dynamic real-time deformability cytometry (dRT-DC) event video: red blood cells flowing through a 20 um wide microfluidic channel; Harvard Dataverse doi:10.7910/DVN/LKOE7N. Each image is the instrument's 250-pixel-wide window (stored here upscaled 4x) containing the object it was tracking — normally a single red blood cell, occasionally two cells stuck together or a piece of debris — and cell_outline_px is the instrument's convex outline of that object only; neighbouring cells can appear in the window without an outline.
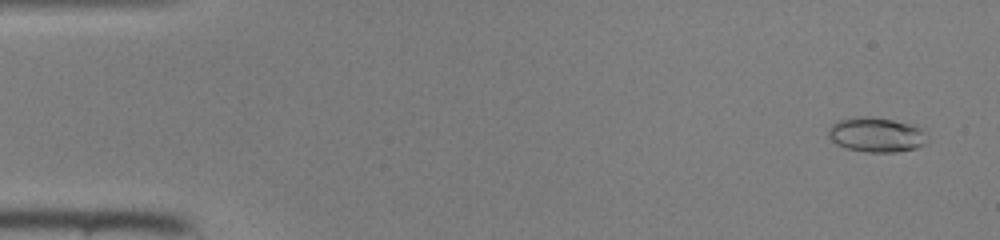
{"species": "common noctule bat (a hibernating species)", "species_latin": "Nyctalus noctula", "temperature_condition": "room temperature", "stored_images_in_passage": 47, "camera_frame_rate_fps": 3000, "um_per_image_px": 0.085, "animal": {"sex": "female", "body_mass_g": 22.0, "forearm_length_mm": 56.7}, "frame": {"image": 1, "passage_image": 3, "time_ms": 0.667, "image_size_px": [1000, 240], "cell_outline_px": [[928, 140], [924, 144], [916, 148], [896, 152], [868, 152], [844, 148], [836, 144], [828, 136], [828, 132], [832, 124], [840, 120], [856, 116], [872, 116], [916, 124], [924, 132]], "centroid_in_image_um": [74.5, 11.44], "position_along_channel_um": 10.5, "area_um2": 20.23}}
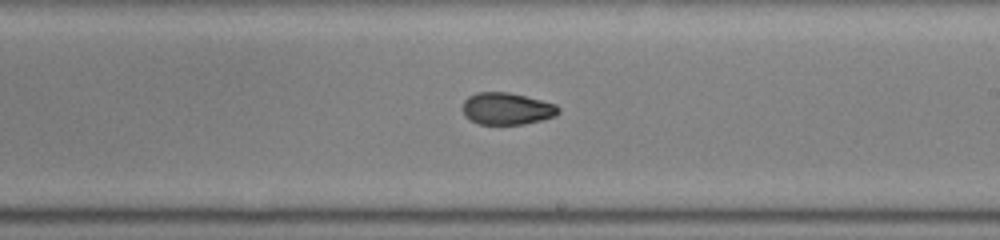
{"frame": {"image": 2, "passage_image": 28, "time_ms": 9.0, "image_size_px": [1000, 240], "cell_outline_px": [[560, 112], [556, 116], [524, 124], [476, 124], [464, 116], [464, 100], [468, 96], [476, 92], [508, 92], [556, 104], [560, 108]], "centroid_in_image_um": [43.08, 9.24], "position_along_channel_um": 245.9, "area_um2": 17.86}}
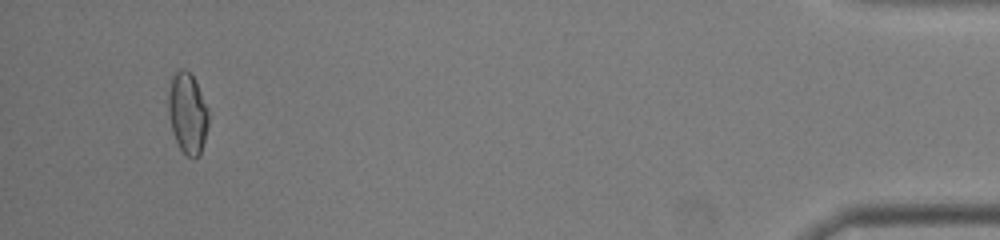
{"frame": {"image": 3, "passage_image": 45, "time_ms": 14.667, "image_size_px": [1000, 240], "cell_outline_px": [[208, 128], [200, 156], [188, 156], [180, 148], [172, 132], [168, 116], [168, 92], [172, 76], [180, 68], [184, 68], [192, 76], [208, 108]], "centroid_in_image_um": [15.93, 9.63], "position_along_channel_um": 419.3, "area_um2": 18.84}}